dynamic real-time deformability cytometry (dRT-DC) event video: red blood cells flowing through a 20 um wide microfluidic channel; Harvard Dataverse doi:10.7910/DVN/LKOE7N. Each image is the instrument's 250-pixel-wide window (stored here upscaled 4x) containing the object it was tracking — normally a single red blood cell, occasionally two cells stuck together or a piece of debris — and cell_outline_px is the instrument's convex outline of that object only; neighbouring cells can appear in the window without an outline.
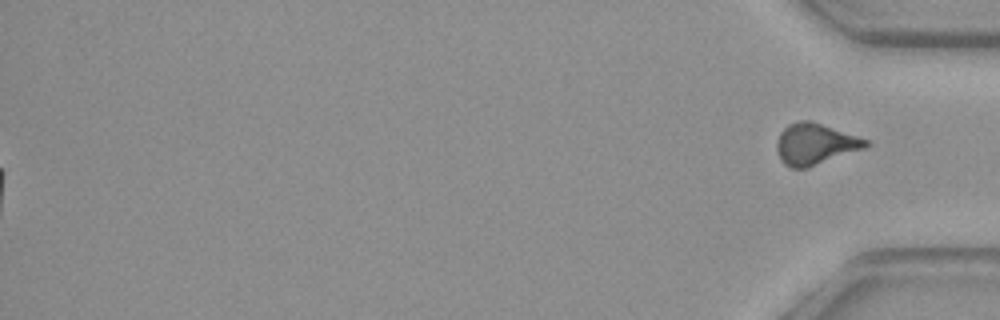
{"species": "common noctule bat (a hibernating species)", "species_latin": "Nyctalus noctula", "temperature_condition": "warm", "stored_images_in_passage": 52, "segment_of_instrument_passage": [2, 2], "camera_frame_rate_fps": 3000, "um_per_image_px": 0.085, "animal": {"sex": "female", "body_mass_g": 29.2, "forearm_length_mm": 56.3}, "frame": {"image": 1, "passage_image": 52, "time_ms": 17.0, "image_size_px": [1000, 320], "cell_outline_px": [[872, 144], [864, 148], [804, 168], [792, 168], [784, 164], [780, 160], [776, 148], [776, 140], [780, 132], [788, 124], [800, 120], [812, 120], [868, 140]], "centroid_in_image_um": [69.24, 12.22], "position_along_channel_um": 366.0, "area_um2": 21.21}}